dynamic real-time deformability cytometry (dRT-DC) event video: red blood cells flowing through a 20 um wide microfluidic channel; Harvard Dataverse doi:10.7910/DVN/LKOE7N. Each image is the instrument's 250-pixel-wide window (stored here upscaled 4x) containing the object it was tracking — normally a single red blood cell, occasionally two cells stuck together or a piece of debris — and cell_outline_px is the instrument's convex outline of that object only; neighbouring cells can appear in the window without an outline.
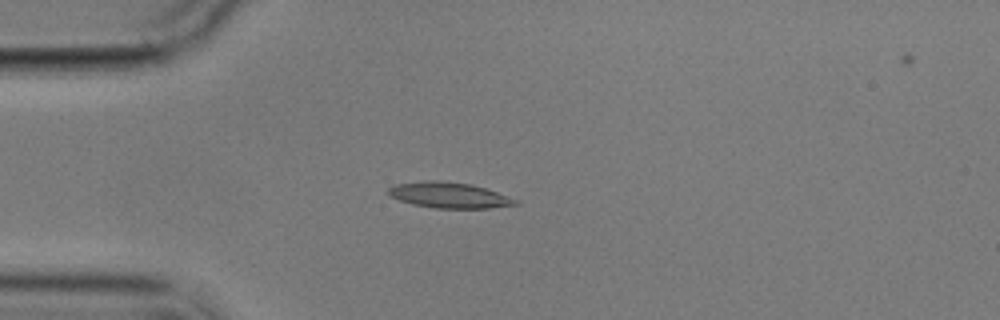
{"species": "common noctule bat (a hibernating species)", "species_latin": "Nyctalus noctula", "temperature_condition": "cold", "stored_images_in_passage": 8, "camera_frame_rate_fps": 3000, "um_per_image_px": 0.085, "animal": {"sex": "male", "body_mass_g": 17.9}, "frame": {"image": 1, "passage_image": 1, "time_ms": 0.0, "image_size_px": [1000, 320], "cell_outline_px": [[520, 204], [488, 208], [436, 208], [412, 204], [388, 196], [388, 188], [396, 184], [424, 180], [432, 180], [472, 184], [520, 200]], "centroid_in_image_um": [38.17, 16.59], "position_along_channel_um": 46.8, "area_um2": 19.02}}
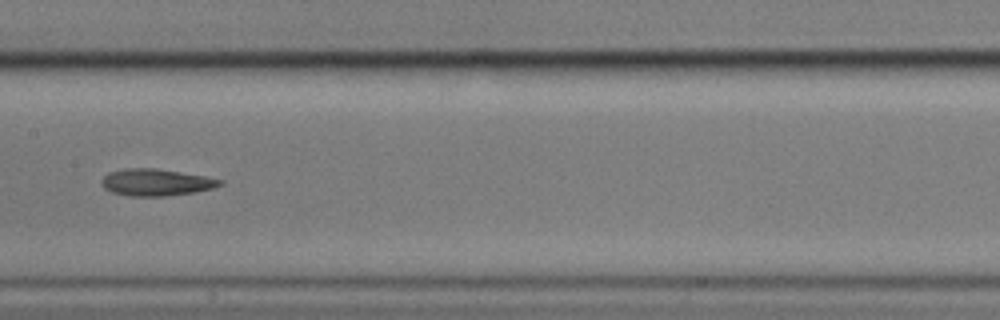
{"frame": {"image": 2, "passage_image": 5, "time_ms": 4.667, "image_size_px": [1000, 320], "cell_outline_px": [[224, 184], [212, 188], [192, 192], [164, 196], [128, 196], [112, 192], [104, 188], [100, 184], [100, 180], [108, 172], [124, 168], [156, 168], [204, 176], [224, 180]], "centroid_in_image_um": [13.22, 15.49], "position_along_channel_um": 194.2, "area_um2": 18.55}}
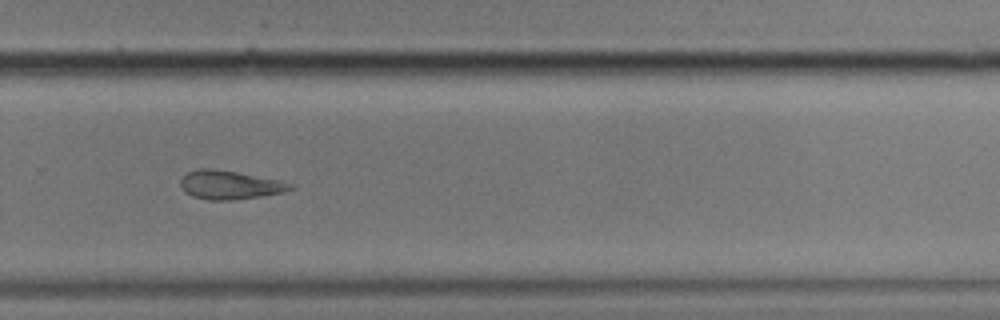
{"frame": {"image": 3, "passage_image": 8, "time_ms": 8.0, "image_size_px": [1000, 320], "cell_outline_px": [[296, 188], [284, 192], [260, 196], [232, 200], [208, 200], [192, 196], [184, 192], [180, 184], [180, 180], [188, 172], [196, 168], [212, 168], [236, 172], [280, 180], [296, 184]], "centroid_in_image_um": [19.55, 15.71], "position_along_channel_um": 310.3, "area_um2": 18.5}}